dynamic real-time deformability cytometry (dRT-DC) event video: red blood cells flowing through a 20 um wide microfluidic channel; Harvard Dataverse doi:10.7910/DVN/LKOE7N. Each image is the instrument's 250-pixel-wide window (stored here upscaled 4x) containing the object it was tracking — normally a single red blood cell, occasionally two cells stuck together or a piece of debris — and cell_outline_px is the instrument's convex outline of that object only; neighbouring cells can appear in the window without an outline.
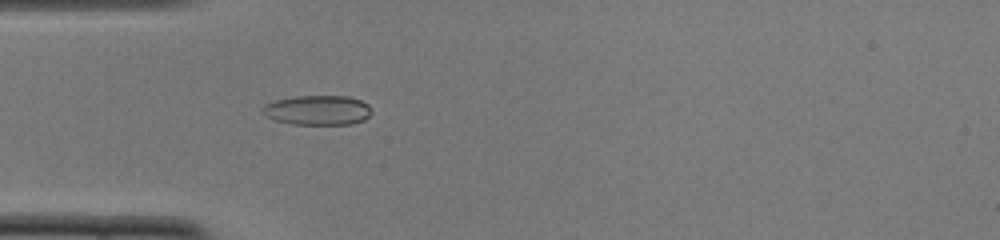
{"species": "common noctule bat (a hibernating species)", "species_latin": "Nyctalus noctula", "temperature_condition": "cold", "stored_images_in_passage": 52, "camera_frame_rate_fps": 3000, "um_per_image_px": 0.085, "animal": {"sex": "female", "body_mass_g": 22.0, "forearm_length_mm": 56.7}, "frame": {"image": 1, "passage_image": 16, "time_ms": 5.0, "image_size_px": [1000, 240], "cell_outline_px": [[372, 112], [364, 120], [352, 124], [292, 124], [276, 120], [264, 116], [260, 112], [260, 108], [264, 104], [276, 100], [296, 96], [348, 96], [360, 100], [368, 104]], "centroid_in_image_um": [26.96, 9.36], "position_along_channel_um": 58.0, "area_um2": 19.02}}
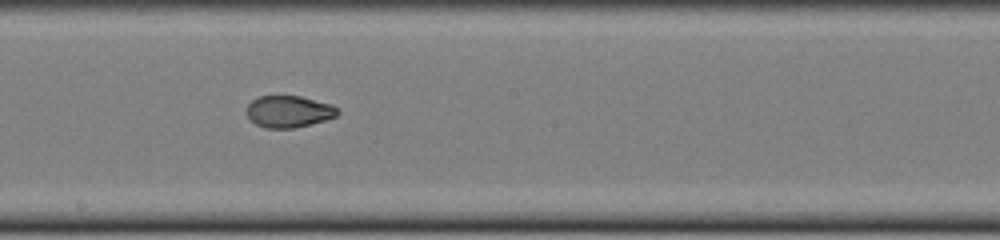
{"frame": {"image": 2, "passage_image": 29, "time_ms": 9.333, "image_size_px": [1000, 240], "cell_outline_px": [[340, 112], [336, 116], [324, 120], [296, 128], [264, 128], [256, 124], [244, 112], [248, 104], [252, 100], [260, 96], [300, 96], [332, 104]], "centroid_in_image_um": [24.52, 9.48], "position_along_channel_um": 223.7, "area_um2": 16.88}}
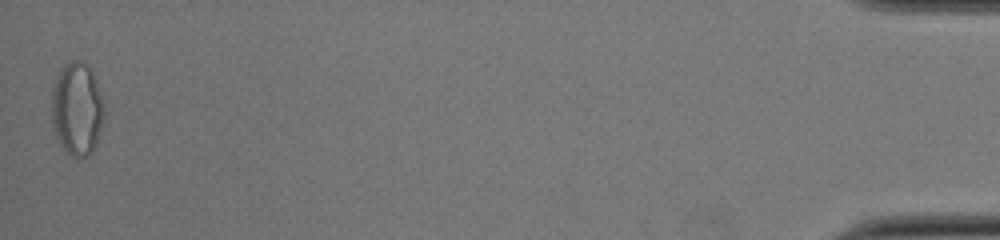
{"frame": {"image": 3, "passage_image": 52, "time_ms": 17.0, "image_size_px": [1000, 240], "cell_outline_px": [[104, 120], [96, 144], [92, 152], [88, 156], [72, 156], [64, 148], [56, 136], [52, 124], [52, 88], [56, 72], [64, 64], [72, 60], [80, 60], [88, 64], [92, 68], [104, 104]], "centroid_in_image_um": [6.55, 9.19], "position_along_channel_um": 428.7, "area_um2": 28.9}, "authors_computed_cell_mechanics": {"area_um2": 18.2359, "velocity_mm_per_s": 3.8829, "shape_relaxation_time_tau1_ms": null, "shape_relaxation_time_tau2_ms": 1.3407, "deformation_change_tau1": null, "deformation_change_tau2": 0.0549}}